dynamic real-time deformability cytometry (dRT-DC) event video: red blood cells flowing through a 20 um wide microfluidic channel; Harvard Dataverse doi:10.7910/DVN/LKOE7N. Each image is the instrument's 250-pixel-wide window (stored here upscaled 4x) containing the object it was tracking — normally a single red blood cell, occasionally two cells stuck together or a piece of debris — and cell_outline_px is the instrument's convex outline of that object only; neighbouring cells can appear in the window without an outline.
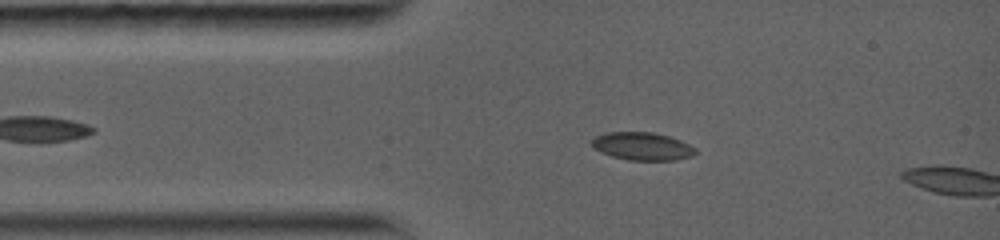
{"species": "common noctule bat (a hibernating species)", "species_latin": "Nyctalus noctula", "temperature_condition": "warm", "stored_images_in_passage": 47, "camera_frame_rate_fps": 5000, "um_per_image_px": 0.085, "animal": {"sex": "female", "body_mass_g": 19.0, "forearm_length_mm": 56.7}, "frame": {"image": 1, "passage_image": 6, "time_ms": 2.2, "image_size_px": [1000, 240], "cell_outline_px": [[696, 152], [692, 156], [676, 160], [628, 160], [612, 156], [600, 152], [588, 144], [588, 140], [596, 136], [608, 132], [652, 132], [668, 136], [680, 140], [696, 148]], "centroid_in_image_um": [54.54, 12.43], "position_along_channel_um": 30.5, "area_um2": 16.99}}
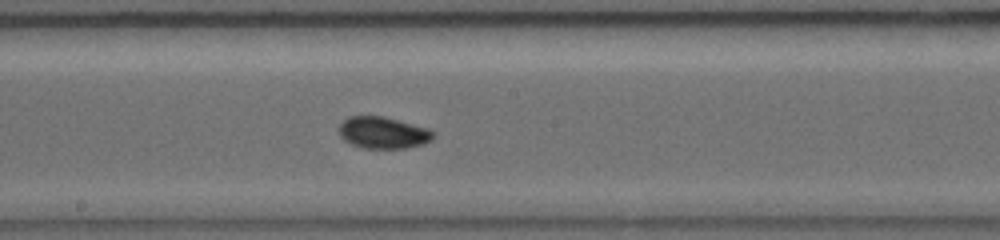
{"frame": {"image": 2, "passage_image": 28, "time_ms": 7.2, "image_size_px": [1000, 240], "cell_outline_px": [[436, 132], [432, 140], [424, 144], [404, 148], [364, 148], [352, 144], [344, 140], [340, 136], [340, 124], [348, 116], [384, 116], [428, 128]], "centroid_in_image_um": [32.59, 11.27], "position_along_channel_um": 215.6, "area_um2": 17.46}}
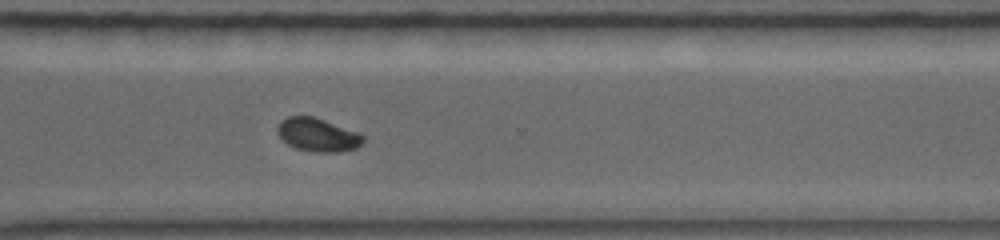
{"frame": {"image": 3, "passage_image": 44, "time_ms": 10.4, "image_size_px": [1000, 240], "cell_outline_px": [[364, 144], [356, 148], [340, 152], [316, 152], [296, 148], [288, 144], [276, 132], [276, 128], [288, 116], [312, 116], [360, 132], [364, 136]], "centroid_in_image_um": [27.06, 11.47], "position_along_channel_um": 343.5, "area_um2": 16.65}, "authors_computed_cell_mechanics": {"area_um2": 16.8776, "velocity_mm_per_s": 3.9865, "shape_relaxation_time_tau1_ms": 4.0749, "shape_relaxation_time_tau2_ms": null, "deformation_change_tau1": 0.1284, "deformation_change_tau2": null}}